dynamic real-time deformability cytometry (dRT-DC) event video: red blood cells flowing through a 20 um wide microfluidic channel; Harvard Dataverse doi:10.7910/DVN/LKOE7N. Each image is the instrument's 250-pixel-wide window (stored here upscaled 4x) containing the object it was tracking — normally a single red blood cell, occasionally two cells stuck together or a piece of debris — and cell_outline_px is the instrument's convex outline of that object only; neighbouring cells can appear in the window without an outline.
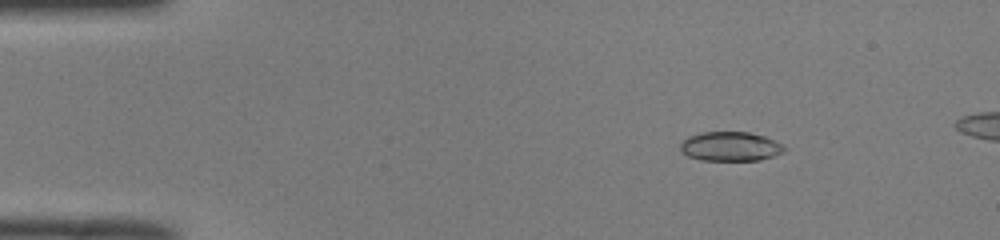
{"species": "common noctule bat (a hibernating species)", "species_latin": "Nyctalus noctula", "temperature_condition": "room temperature", "stored_images_in_passage": 39, "camera_frame_rate_fps": 3000, "um_per_image_px": 0.085, "animal": {"sex": "male", "body_mass_g": 19.0, "forearm_length_mm": 50.8}, "frame": {"image": 1, "passage_image": 5, "time_ms": 1.333, "image_size_px": [1000, 240], "cell_outline_px": [[788, 148], [784, 152], [760, 160], [700, 160], [688, 156], [680, 152], [680, 144], [688, 136], [704, 132], [748, 132], [764, 136], [776, 140]], "centroid_in_image_um": [62.09, 12.45], "position_along_channel_um": 22.9, "area_um2": 17.86}}
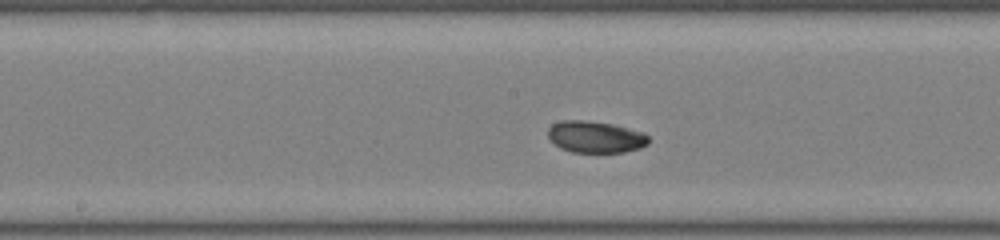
{"frame": {"image": 2, "passage_image": 22, "time_ms": 7.0, "image_size_px": [1000, 240], "cell_outline_px": [[648, 144], [640, 148], [624, 152], [572, 152], [560, 148], [548, 136], [548, 128], [552, 124], [560, 120], [584, 120], [612, 124], [644, 132], [648, 136]], "centroid_in_image_um": [50.61, 11.63], "position_along_channel_um": 197.6, "area_um2": 18.55}}
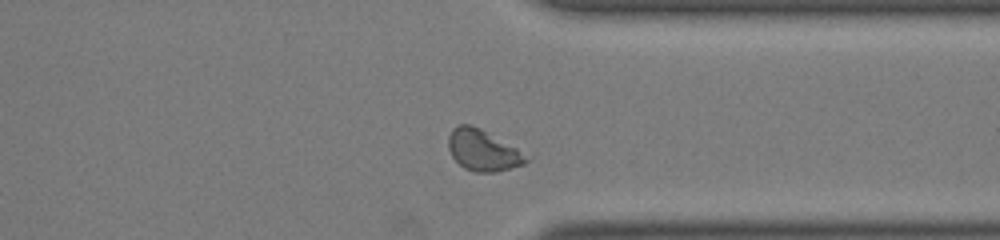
{"frame": {"image": 3, "passage_image": 35, "time_ms": 11.333, "image_size_px": [1000, 240], "cell_outline_px": [[532, 156], [524, 164], [496, 172], [472, 172], [464, 168], [452, 156], [448, 148], [448, 136], [452, 128], [460, 124], [468, 124], [480, 128]], "centroid_in_image_um": [41.06, 12.78], "position_along_channel_um": 370.3, "area_um2": 18.79}, "authors_computed_cell_mechanics": {"area_um2": 18.7272, "velocity_mm_per_s": 4.0042, "shape_relaxation_time_tau1_ms": 1.5181, "shape_relaxation_time_tau2_ms": null, "deformation_change_tau1": 0.0837, "deformation_change_tau2": null}}